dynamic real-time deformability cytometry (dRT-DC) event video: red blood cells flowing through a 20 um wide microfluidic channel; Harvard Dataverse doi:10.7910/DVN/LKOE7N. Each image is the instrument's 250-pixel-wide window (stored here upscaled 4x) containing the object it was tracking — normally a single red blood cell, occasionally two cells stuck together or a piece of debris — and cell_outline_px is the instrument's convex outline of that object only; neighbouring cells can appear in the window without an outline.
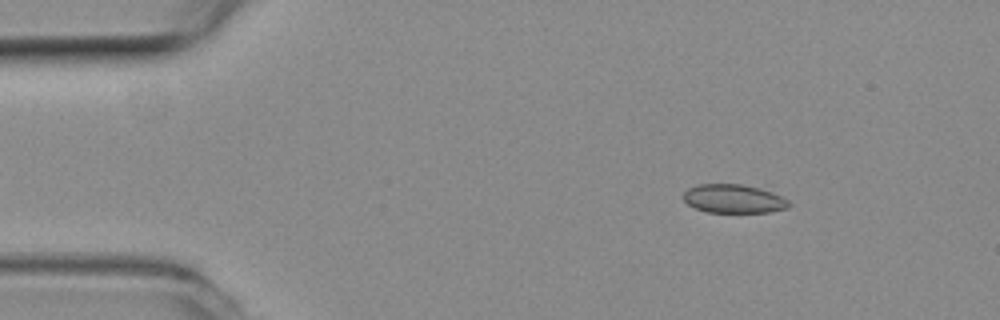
{"species": "common noctule bat (a hibernating species)", "species_latin": "Nyctalus noctula", "temperature_condition": "room temperature", "stored_images_in_passage": 16, "camera_frame_rate_fps": 3000, "um_per_image_px": 0.085, "animal": {"sex": "female", "body_mass_g": 19.3, "forearm_length_mm": 54.1}, "frame": {"image": 1, "passage_image": 7, "time_ms": 2.0, "image_size_px": [1000, 320], "cell_outline_px": [[792, 204], [788, 208], [768, 212], [708, 212], [696, 208], [688, 204], [684, 200], [684, 192], [688, 188], [696, 184], [744, 184], [760, 188], [772, 192], [788, 200]], "centroid_in_image_um": [62.37, 16.88], "position_along_channel_um": 22.6, "area_um2": 17.63}}
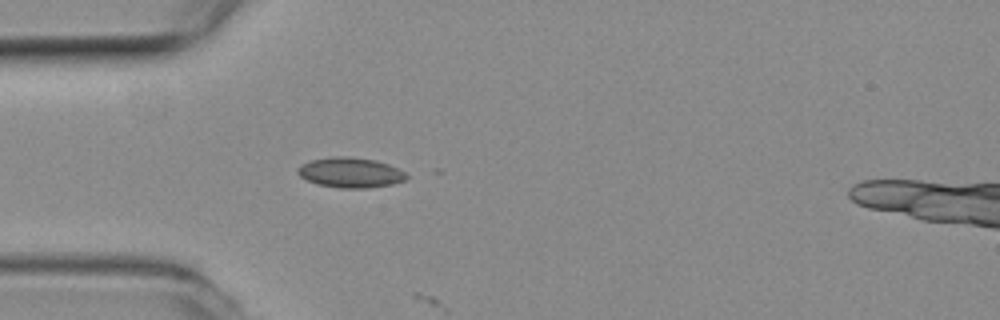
{"frame": {"image": 2, "passage_image": 15, "time_ms": 4.667, "image_size_px": [1000, 320], "cell_outline_px": [[408, 176], [404, 180], [392, 184], [368, 188], [340, 188], [316, 184], [300, 176], [296, 172], [296, 168], [300, 164], [312, 160], [332, 156], [348, 156], [376, 160], [388, 164], [404, 172]], "centroid_in_image_um": [29.74, 14.66], "position_along_channel_um": 55.3, "area_um2": 19.13}}